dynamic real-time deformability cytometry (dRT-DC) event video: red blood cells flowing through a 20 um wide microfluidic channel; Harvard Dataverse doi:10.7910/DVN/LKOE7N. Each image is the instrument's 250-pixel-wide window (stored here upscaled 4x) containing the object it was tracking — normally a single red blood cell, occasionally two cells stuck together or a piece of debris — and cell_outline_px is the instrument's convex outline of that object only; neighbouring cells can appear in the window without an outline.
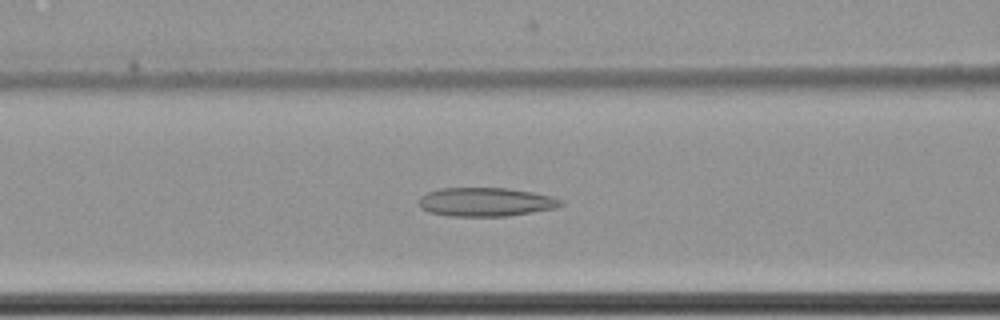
{"species": "common noctule bat (a hibernating species)", "species_latin": "Nyctalus noctula", "temperature_condition": "cold", "stored_images_in_passage": 45, "camera_frame_rate_fps": 3000, "um_per_image_px": 0.085, "animal": {"sex": "female", "body_mass_g": 22.7, "forearm_length_mm": 54.2}, "frame": {"image": 1, "passage_image": 18, "time_ms": 5.667, "image_size_px": [1000, 320], "cell_outline_px": [[564, 204], [556, 208], [508, 216], [448, 216], [428, 212], [420, 208], [420, 196], [428, 192], [440, 188], [508, 188], [532, 192], [552, 196], [564, 200]], "centroid_in_image_um": [41.31, 17.17], "position_along_channel_um": 125.3, "area_um2": 23.93}}
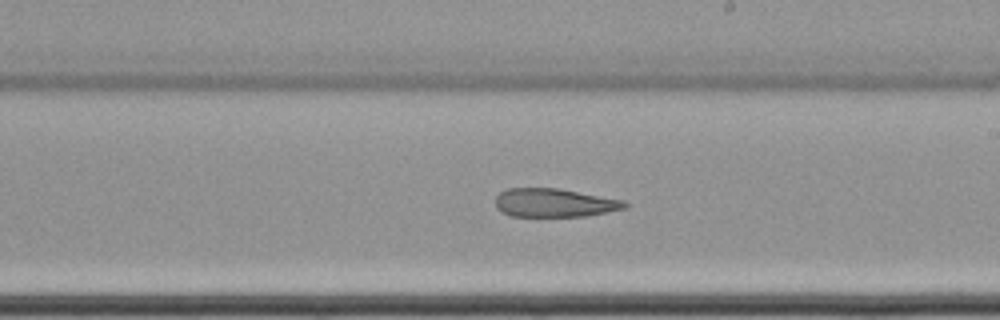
{"frame": {"image": 2, "passage_image": 28, "time_ms": 9.0, "image_size_px": [1000, 320], "cell_outline_px": [[628, 204], [624, 208], [608, 212], [584, 216], [512, 216], [496, 208], [496, 196], [500, 192], [508, 188], [556, 188], [624, 200]], "centroid_in_image_um": [47.11, 17.23], "position_along_channel_um": 241.9, "area_um2": 21.27}}
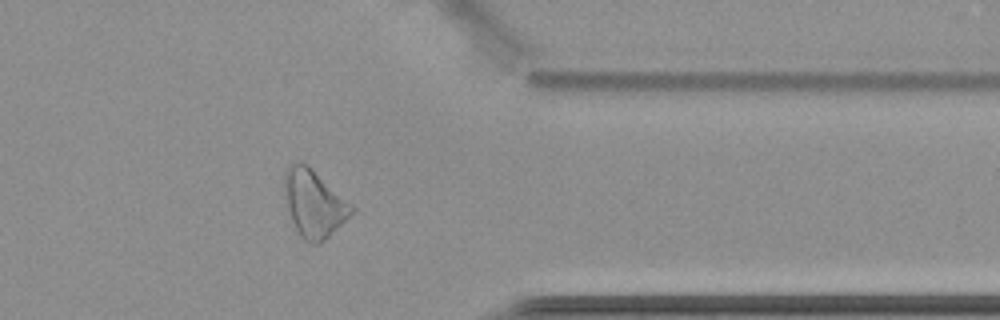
{"frame": {"image": 3, "passage_image": 41, "time_ms": 13.333, "image_size_px": [1000, 320], "cell_outline_px": [[356, 208], [320, 244], [308, 244], [300, 236], [292, 220], [288, 208], [284, 188], [284, 172], [288, 164], [296, 160], [300, 160], [308, 164], [352, 204]], "centroid_in_image_um": [26.65, 17.24], "position_along_channel_um": 384.7, "area_um2": 26.24}}